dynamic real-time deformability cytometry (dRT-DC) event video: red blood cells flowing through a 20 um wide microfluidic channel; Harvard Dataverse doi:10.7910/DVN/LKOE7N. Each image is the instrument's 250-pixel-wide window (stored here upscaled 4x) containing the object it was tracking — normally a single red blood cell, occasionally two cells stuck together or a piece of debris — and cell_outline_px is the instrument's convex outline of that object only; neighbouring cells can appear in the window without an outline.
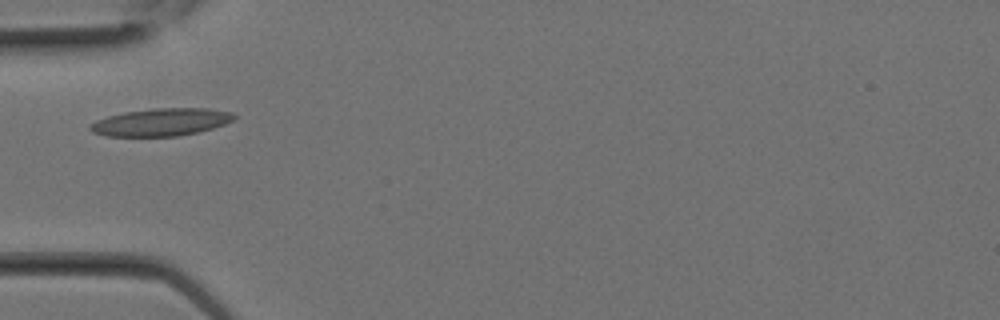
{"species": "Egyptian fruit bat (a non-hibernating species)", "species_latin": "Rousettus aegyptiacus", "temperature_condition": "room temperature", "stored_images_in_passage": 2, "camera_frame_rate_fps": 3000, "um_per_image_px": 0.085, "animal": {"sex": "female"}, "frame": {"image": 1, "passage_image": 1, "time_ms": 0.0, "image_size_px": [1000, 320], "cell_outline_px": [[236, 116], [232, 120], [224, 124], [212, 128], [196, 132], [176, 136], [108, 136], [92, 132], [88, 128], [96, 120], [108, 116], [124, 112], [156, 108], [208, 108], [232, 112]], "centroid_in_image_um": [13.69, 10.37], "position_along_channel_um": 71.3, "area_um2": 22.89}}